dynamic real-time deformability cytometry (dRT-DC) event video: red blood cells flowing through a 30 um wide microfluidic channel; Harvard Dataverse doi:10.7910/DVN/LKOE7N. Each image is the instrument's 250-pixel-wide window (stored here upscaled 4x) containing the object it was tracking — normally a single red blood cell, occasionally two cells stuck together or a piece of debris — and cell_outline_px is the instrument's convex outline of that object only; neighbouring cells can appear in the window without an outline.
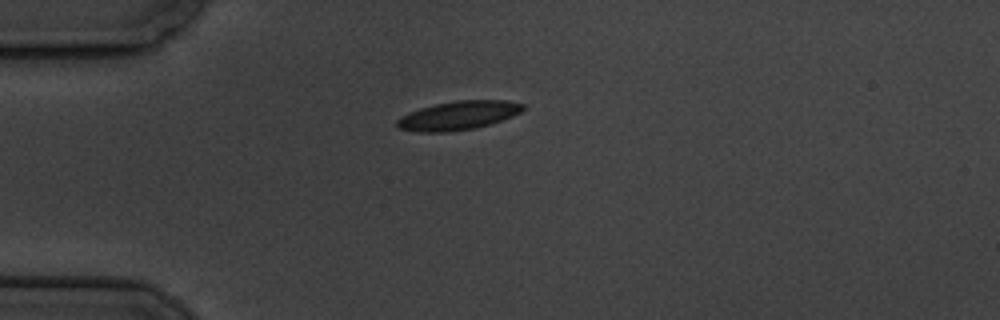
{"species": "common noctule bat (a hibernating species)", "species_latin": "Nyctalus noctula", "temperature_condition": "cold", "stored_images_in_passage": 1, "camera_frame_rate_fps": 3000, "um_per_image_px": 0.085, "animal": {"sex": "male", "body_mass_g": 19.5, "forearm_length_mm": 54.6}, "frame": {"image": 1, "passage_image": 1, "time_ms": 0.0, "image_size_px": [1000, 320], "cell_outline_px": [[524, 108], [520, 112], [512, 116], [488, 124], [472, 128], [444, 132], [416, 132], [396, 128], [396, 120], [408, 112], [420, 108], [436, 104], [456, 100], [508, 100], [524, 104]], "centroid_in_image_um": [38.91, 9.81], "position_along_channel_um": 46.1, "area_um2": 20.98}}